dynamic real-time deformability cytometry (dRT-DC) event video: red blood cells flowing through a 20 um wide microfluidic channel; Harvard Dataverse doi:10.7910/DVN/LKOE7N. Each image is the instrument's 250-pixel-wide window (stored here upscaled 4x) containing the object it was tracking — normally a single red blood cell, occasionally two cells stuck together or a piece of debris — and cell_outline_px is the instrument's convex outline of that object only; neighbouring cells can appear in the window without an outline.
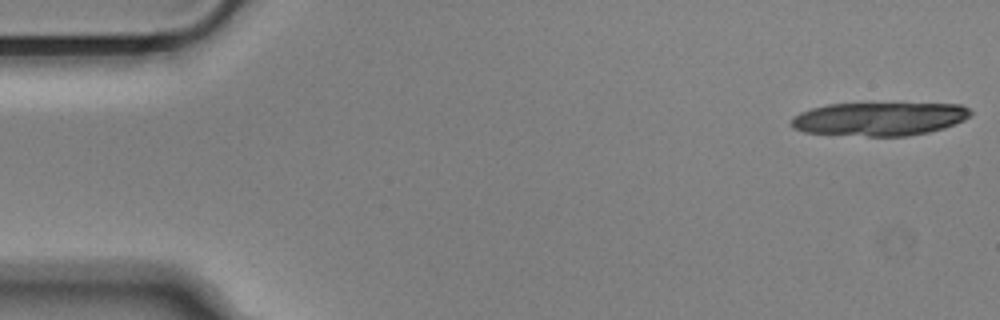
{"species": "Egyptian fruit bat (a non-hibernating species)", "species_latin": "Rousettus aegyptiacus", "temperature_condition": "cold", "stored_images_in_passage": 17, "camera_frame_rate_fps": 3000, "um_per_image_px": 0.085, "animal": {"sex": "male"}, "frame": {"image": 1, "passage_image": 1, "time_ms": 0.0, "image_size_px": [1000, 320], "cell_outline_px": [[972, 116], [964, 120], [944, 128], [928, 132], [908, 136], [868, 136], [804, 132], [792, 128], [792, 120], [800, 112], [812, 108], [828, 104], [960, 104], [968, 108], [972, 112]], "centroid_in_image_um": [74.78, 10.11], "position_along_channel_um": 10.2, "area_um2": 34.68}}